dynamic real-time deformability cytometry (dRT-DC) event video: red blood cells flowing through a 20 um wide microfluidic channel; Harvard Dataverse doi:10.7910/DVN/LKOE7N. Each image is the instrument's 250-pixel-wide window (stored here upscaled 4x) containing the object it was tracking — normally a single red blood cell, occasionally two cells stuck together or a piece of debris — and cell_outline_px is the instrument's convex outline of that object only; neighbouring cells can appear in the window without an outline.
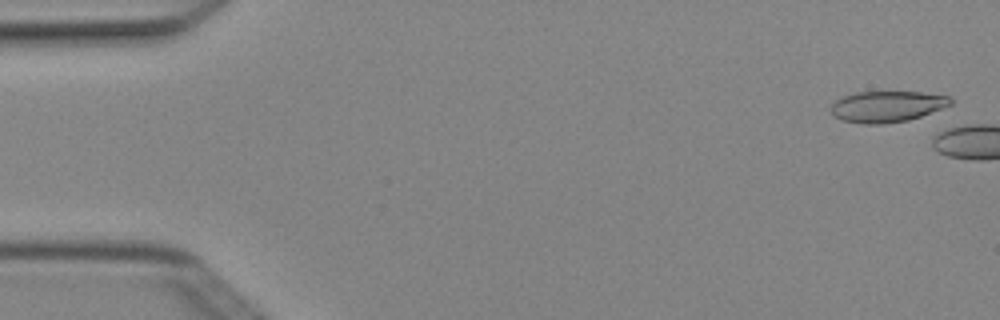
{"species": "Egyptian fruit bat (a non-hibernating species)", "species_latin": "Rousettus aegyptiacus", "temperature_condition": "cold", "stored_images_in_passage": 6, "camera_frame_rate_fps": 3000, "um_per_image_px": 0.085, "animal": {"sex": "female"}, "frame": {"image": 1, "passage_image": 1, "time_ms": 0.0, "image_size_px": [1000, 320], "cell_outline_px": [[952, 104], [920, 116], [908, 120], [884, 124], [860, 124], [840, 120], [832, 116], [828, 108], [836, 100], [844, 96], [856, 92], [920, 92], [948, 96], [952, 100]], "centroid_in_image_um": [75.32, 9.06], "position_along_channel_um": 9.7, "area_um2": 21.79}}
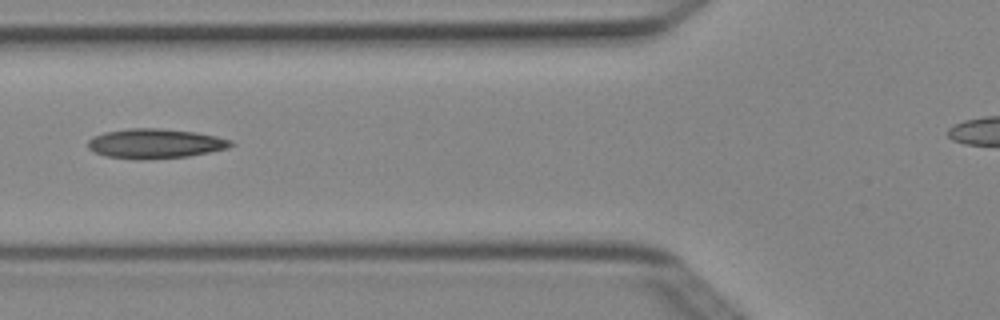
{"frame": {"image": 2, "passage_image": 5, "time_ms": 1.333, "image_size_px": [1000, 320], "cell_outline_px": [[236, 144], [228, 148], [188, 156], [144, 160], [136, 160], [108, 156], [92, 152], [88, 148], [88, 140], [104, 132], [128, 128], [160, 128], [196, 132], [216, 136], [232, 140]], "centroid_in_image_um": [13.2, 12.2], "position_along_channel_um": 112.6, "area_um2": 24.85}}
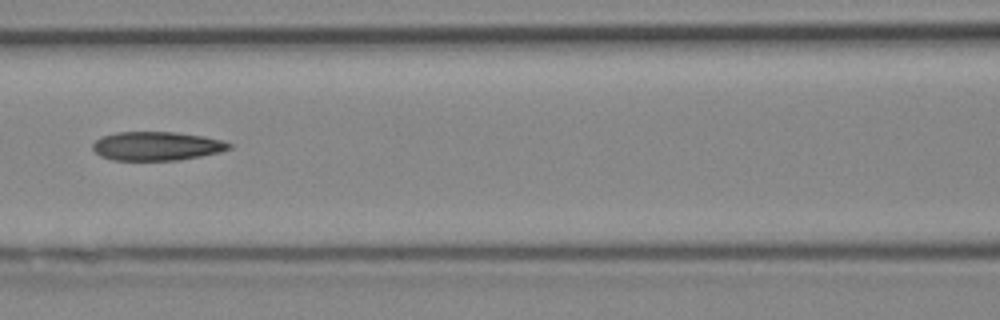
{"frame": {"image": 3, "passage_image": 6, "time_ms": 1.667, "image_size_px": [1000, 320], "cell_outline_px": [[232, 148], [220, 152], [180, 160], [112, 160], [100, 156], [92, 148], [92, 144], [96, 140], [104, 136], [116, 132], [176, 132], [204, 136], [224, 140], [232, 144]], "centroid_in_image_um": [13.35, 12.41], "position_along_channel_um": 153.2, "area_um2": 23.0}}